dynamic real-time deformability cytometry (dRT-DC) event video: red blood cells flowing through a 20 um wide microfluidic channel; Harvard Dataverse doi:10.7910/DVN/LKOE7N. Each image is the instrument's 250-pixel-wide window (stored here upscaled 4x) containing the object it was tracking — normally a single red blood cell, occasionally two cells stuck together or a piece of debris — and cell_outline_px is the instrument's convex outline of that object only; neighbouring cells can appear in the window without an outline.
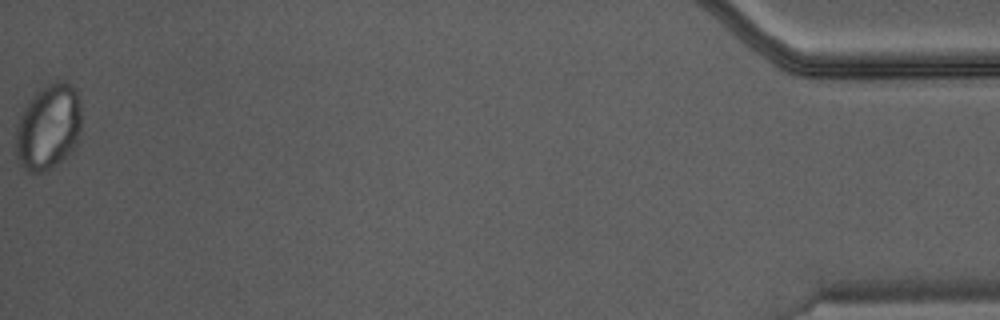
{"species": "Egyptian fruit bat (a non-hibernating species)", "species_latin": "Rousettus aegyptiacus", "temperature_condition": "warm", "stored_images_in_passage": 37, "camera_frame_rate_fps": 3000, "um_per_image_px": 0.085, "animal": {"sex": "male"}, "frame": {"image": 1, "passage_image": 37, "time_ms": 12.0, "image_size_px": [1000, 320], "cell_outline_px": [[80, 128], [76, 144], [60, 160], [44, 172], [28, 172], [16, 160], [16, 124], [28, 100], [40, 88], [56, 80], [64, 80], [76, 88], [80, 100]], "centroid_in_image_um": [4.09, 10.75], "position_along_channel_um": 431.1, "area_um2": 32.77}}